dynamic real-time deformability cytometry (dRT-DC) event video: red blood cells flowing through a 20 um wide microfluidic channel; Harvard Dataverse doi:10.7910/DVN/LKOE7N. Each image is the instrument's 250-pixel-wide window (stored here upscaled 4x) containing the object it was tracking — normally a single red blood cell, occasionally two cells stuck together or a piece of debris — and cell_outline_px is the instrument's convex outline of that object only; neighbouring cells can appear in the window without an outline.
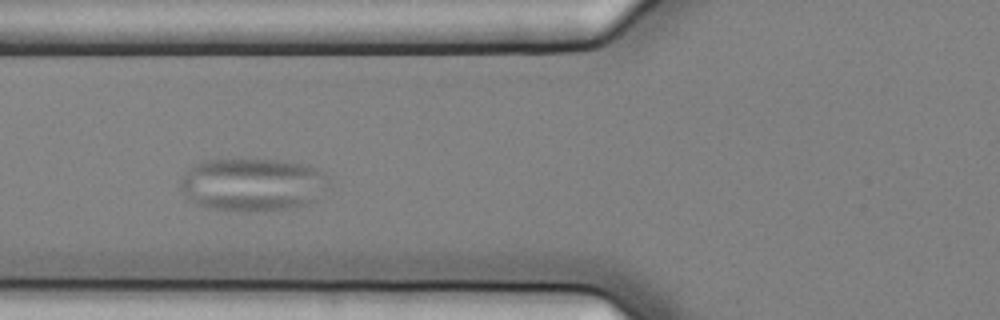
{"species": "common noctule bat (a hibernating species)", "species_latin": "Nyctalus noctula", "temperature_condition": "cold", "stored_images_in_passage": 6, "camera_frame_rate_fps": 3000, "um_per_image_px": 0.085, "animal": {"sex": "female", "body_mass_g": 25.1}, "frame": {"image": 1, "passage_image": 5, "time_ms": 1.333, "image_size_px": [1000, 320], "cell_outline_px": [[332, 176], [328, 184], [308, 204], [292, 208], [212, 208], [196, 204], [180, 188], [180, 180], [184, 172], [192, 164], [204, 160], [280, 160], [308, 164], [320, 168]], "centroid_in_image_um": [21.5, 15.61], "position_along_channel_um": 104.3, "area_um2": 44.97}}